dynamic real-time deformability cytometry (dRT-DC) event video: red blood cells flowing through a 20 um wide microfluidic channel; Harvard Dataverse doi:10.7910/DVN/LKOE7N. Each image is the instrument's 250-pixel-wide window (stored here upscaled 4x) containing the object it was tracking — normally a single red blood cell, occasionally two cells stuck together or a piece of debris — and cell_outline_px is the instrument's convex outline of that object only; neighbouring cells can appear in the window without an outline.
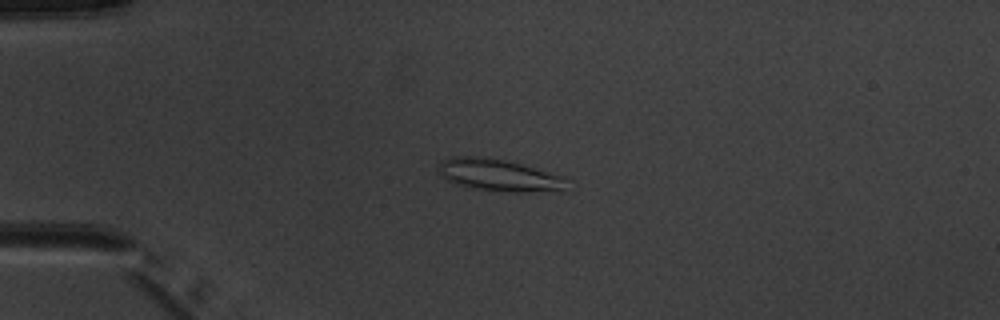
{"species": "common noctule bat (a hibernating species)", "species_latin": "Nyctalus noctula", "temperature_condition": "warm", "stored_images_in_passage": 5, "camera_frame_rate_fps": 3000, "um_per_image_px": 0.085, "animal": {"sex": "male", "body_mass_g": 20.1, "forearm_length_mm": 53.5}, "frame": {"image": 1, "passage_image": 4, "time_ms": 3.667, "image_size_px": [1000, 320], "cell_outline_px": [[568, 192], [504, 192], [476, 188], [456, 184], [448, 180], [436, 172], [440, 164], [444, 160], [452, 156], [472, 156], [504, 160], [520, 164], [564, 176]], "centroid_in_image_um": [42.47, 14.92], "position_along_channel_um": 42.5, "area_um2": 24.04}}